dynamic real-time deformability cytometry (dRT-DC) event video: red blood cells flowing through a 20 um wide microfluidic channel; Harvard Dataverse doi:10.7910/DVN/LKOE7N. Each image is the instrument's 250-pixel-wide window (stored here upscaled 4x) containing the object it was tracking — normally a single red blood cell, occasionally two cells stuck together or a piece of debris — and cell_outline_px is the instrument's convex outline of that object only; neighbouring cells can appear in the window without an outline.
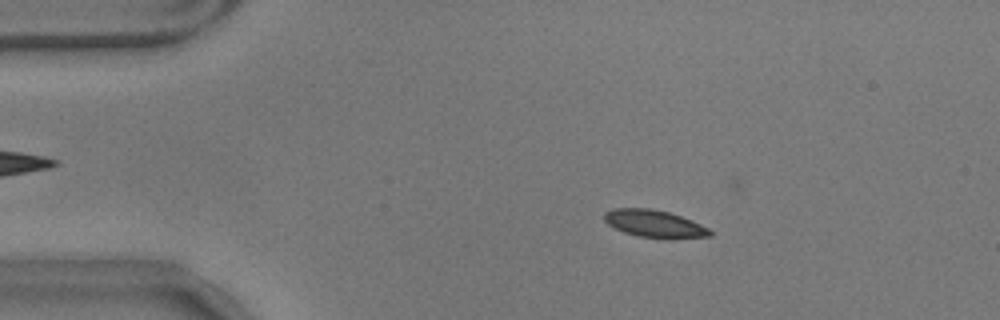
{"species": "common noctule bat (a hibernating species)", "species_latin": "Nyctalus noctula", "temperature_condition": "warm", "stored_images_in_passage": 59, "camera_frame_rate_fps": 3000, "um_per_image_px": 0.085, "animal": {"sex": "male", "body_mass_g": 17.9}, "frame": {"image": 1, "passage_image": 12, "time_ms": 3.667, "image_size_px": [1000, 320], "cell_outline_px": [[712, 236], [668, 240], [640, 236], [624, 232], [608, 224], [604, 220], [604, 212], [612, 208], [648, 208], [668, 212], [692, 220], [708, 228], [712, 232]], "centroid_in_image_um": [55.65, 19.03], "position_along_channel_um": 29.4, "area_um2": 17.05}}
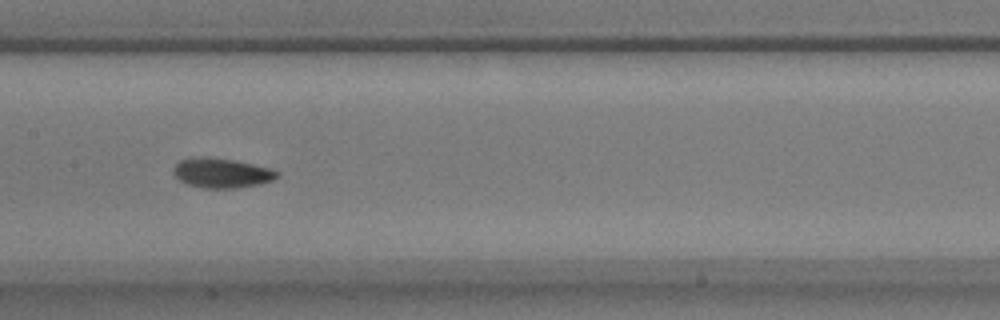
{"frame": {"image": 2, "passage_image": 30, "time_ms": 9.667, "image_size_px": [1000, 320], "cell_outline_px": [[280, 176], [272, 180], [260, 184], [236, 188], [204, 188], [188, 184], [180, 180], [172, 172], [172, 168], [180, 160], [192, 156], [200, 156], [236, 160], [272, 168], [280, 172]], "centroid_in_image_um": [18.86, 14.69], "position_along_channel_um": 188.5, "area_um2": 18.21}}
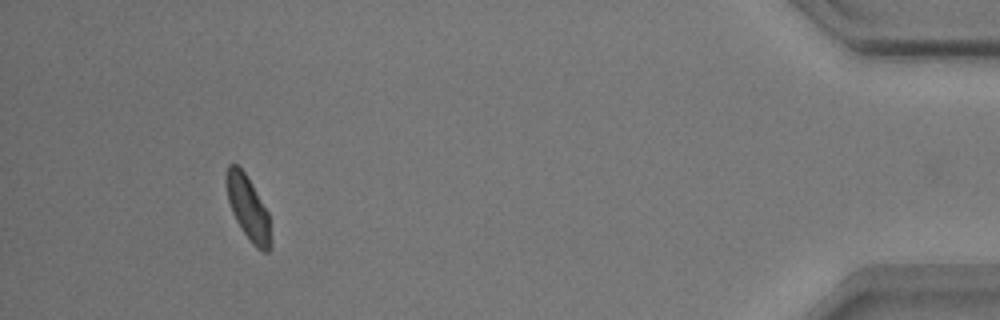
{"frame": {"image": 3, "passage_image": 55, "time_ms": 18.0, "image_size_px": [1000, 320], "cell_outline_px": [[272, 244], [268, 252], [264, 252], [256, 248], [252, 244], [240, 228], [232, 212], [228, 200], [224, 184], [224, 176], [228, 164], [236, 164], [244, 172], [252, 184], [268, 212]], "centroid_in_image_um": [21.06, 17.68], "position_along_channel_um": 414.1, "area_um2": 16.82}, "authors_computed_cell_mechanics": {"area_um2": 16.8776, "velocity_mm_per_s": 3.5069, "shape_relaxation_time_tau1_ms": 2.9891, "shape_relaxation_time_tau2_ms": 4.4435, "deformation_change_tau1": 0.1049, "deformation_change_tau2": 0.0976}}